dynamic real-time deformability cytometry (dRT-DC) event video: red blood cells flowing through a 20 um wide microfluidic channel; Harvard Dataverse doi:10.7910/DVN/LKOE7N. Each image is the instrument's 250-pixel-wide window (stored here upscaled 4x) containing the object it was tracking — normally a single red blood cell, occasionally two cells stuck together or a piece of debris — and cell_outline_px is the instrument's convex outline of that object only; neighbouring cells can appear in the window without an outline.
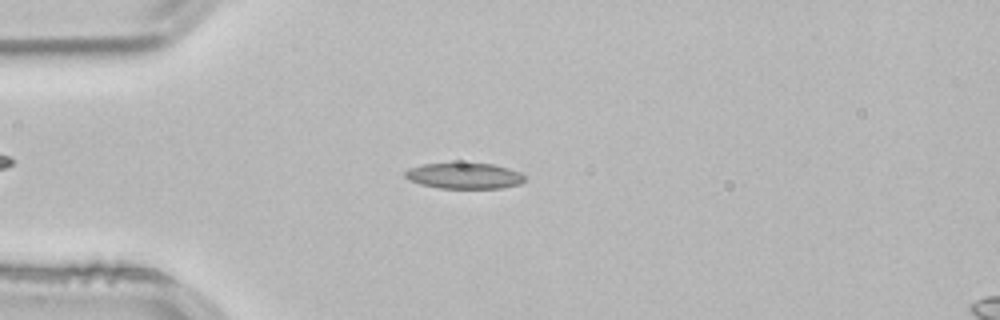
{"species": "common noctule bat (a hibernating species)", "species_latin": "Nyctalus noctula", "temperature_condition": "room temperature", "stored_images_in_passage": 52, "camera_frame_rate_fps": 3000, "um_per_image_px": 0.085, "animal": {"sex": "male", "body_mass_g": 21.5, "forearm_length_mm": 52.0}, "frame": {"image": 1, "passage_image": 13, "time_ms": 4.0, "image_size_px": [1000, 320], "cell_outline_px": [[524, 180], [520, 184], [500, 188], [440, 188], [420, 184], [408, 180], [404, 176], [404, 172], [408, 168], [424, 164], [492, 164], [508, 168], [520, 172], [524, 176]], "centroid_in_image_um": [39.44, 14.95], "position_along_channel_um": 45.6, "area_um2": 17.8}}
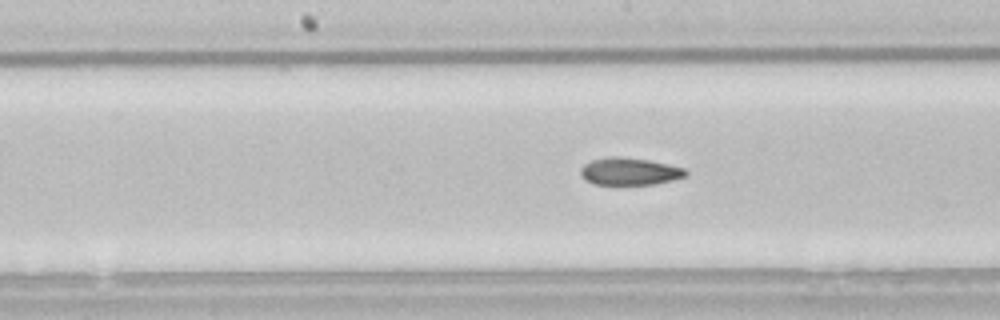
{"frame": {"image": 2, "passage_image": 26, "time_ms": 8.333, "image_size_px": [1000, 320], "cell_outline_px": [[688, 176], [672, 180], [652, 184], [592, 184], [584, 180], [580, 176], [580, 168], [584, 164], [592, 160], [608, 156], [616, 156], [648, 160], [668, 164], [684, 168], [688, 172]], "centroid_in_image_um": [53.48, 14.57], "position_along_channel_um": 194.7, "area_um2": 16.82}}
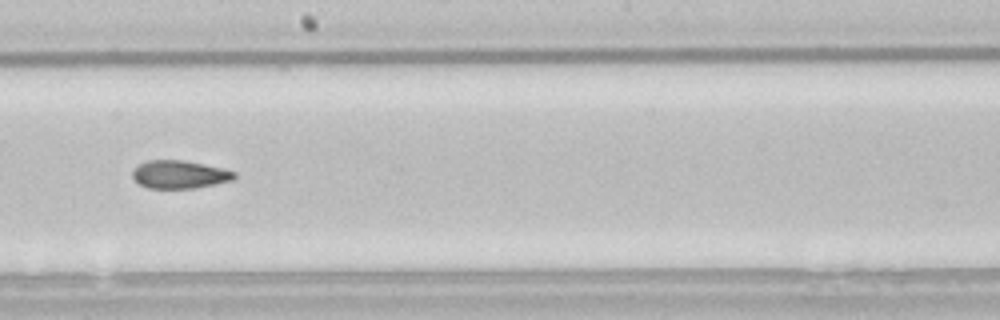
{"frame": {"image": 3, "passage_image": 29, "time_ms": 9.333, "image_size_px": [1000, 320], "cell_outline_px": [[236, 176], [232, 180], [196, 188], [148, 188], [140, 184], [132, 176], [132, 172], [140, 164], [148, 160], [184, 160], [224, 168], [236, 172]], "centroid_in_image_um": [15.29, 14.82], "position_along_channel_um": 232.9, "area_um2": 16.53}, "authors_computed_cell_mechanics": {"area_um2": 17.5134, "velocity_mm_per_s": 3.8369, "shape_relaxation_time_tau1_ms": null, "shape_relaxation_time_tau2_ms": 2.7892, "deformation_change_tau1": null, "deformation_change_tau2": 0.0893}}